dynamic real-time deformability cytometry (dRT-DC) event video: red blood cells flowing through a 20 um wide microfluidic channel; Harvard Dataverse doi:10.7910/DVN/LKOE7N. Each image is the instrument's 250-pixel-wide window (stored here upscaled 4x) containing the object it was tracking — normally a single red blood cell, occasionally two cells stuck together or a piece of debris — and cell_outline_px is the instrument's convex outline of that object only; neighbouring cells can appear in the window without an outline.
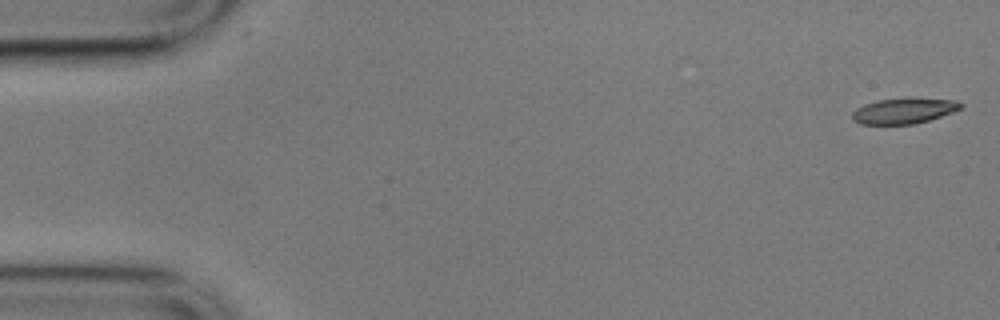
{"species": "common noctule bat (a hibernating species)", "species_latin": "Nyctalus noctula", "temperature_condition": "cold", "stored_images_in_passage": 5, "camera_frame_rate_fps": 3000, "um_per_image_px": 0.085, "animal": {"sex": "male", "body_mass_g": 17.9}, "frame": {"image": 1, "passage_image": 1, "time_ms": 0.0, "image_size_px": [1000, 320], "cell_outline_px": [[964, 108], [928, 120], [912, 124], [860, 124], [852, 120], [852, 112], [856, 108], [864, 104], [876, 100], [956, 100], [964, 104]], "centroid_in_image_um": [76.79, 9.45], "position_along_channel_um": 8.2, "area_um2": 15.55}}
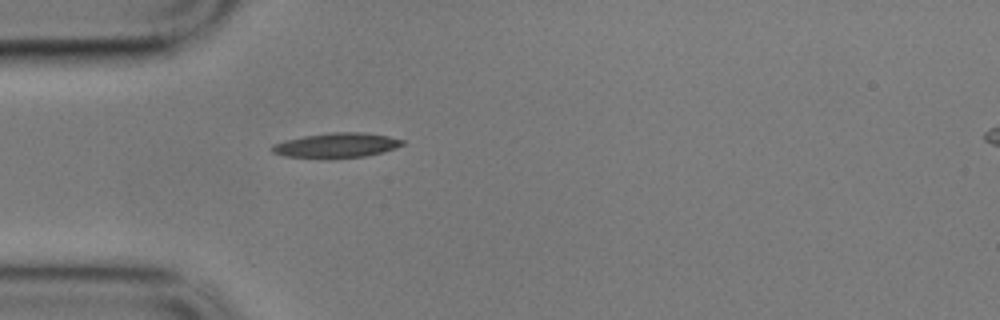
{"frame": {"image": 2, "passage_image": 5, "time_ms": 1.333, "image_size_px": [1000, 320], "cell_outline_px": [[404, 144], [396, 148], [364, 156], [332, 160], [324, 160], [284, 156], [272, 152], [272, 144], [284, 140], [304, 136], [328, 132], [364, 132], [388, 136], [404, 140]], "centroid_in_image_um": [28.55, 12.37], "position_along_channel_um": 56.4, "area_um2": 19.36}}